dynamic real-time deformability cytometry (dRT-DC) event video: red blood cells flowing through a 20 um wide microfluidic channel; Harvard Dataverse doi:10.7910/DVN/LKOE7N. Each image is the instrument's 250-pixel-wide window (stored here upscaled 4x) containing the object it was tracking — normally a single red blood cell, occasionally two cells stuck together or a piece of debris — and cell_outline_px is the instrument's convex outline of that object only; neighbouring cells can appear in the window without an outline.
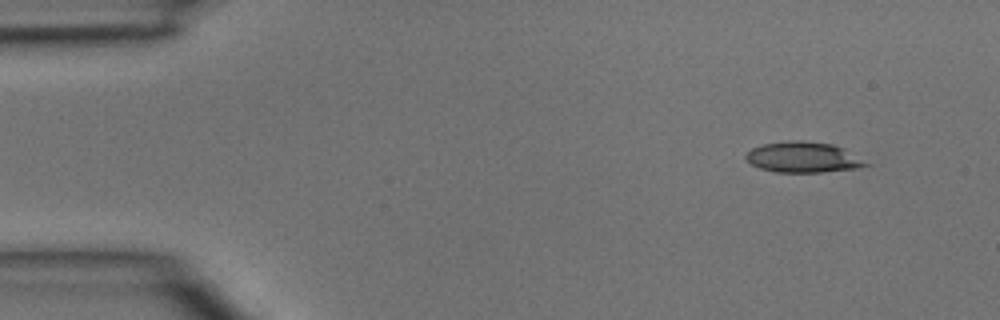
{"species": "common noctule bat (a hibernating species)", "species_latin": "Nyctalus noctula", "temperature_condition": "room temperature", "stored_images_in_passage": 3, "camera_frame_rate_fps": 3000, "um_per_image_px": 0.085, "animal": {"sex": "male", "body_mass_g": 15.6}, "frame": {"image": 1, "passage_image": 1, "time_ms": 0.0, "image_size_px": [1000, 320], "cell_outline_px": [[872, 164], [860, 168], [820, 172], [776, 172], [760, 168], [752, 164], [744, 156], [752, 148], [760, 144], [788, 140], [800, 140], [832, 144], [844, 148]], "centroid_in_image_um": [68.29, 13.36], "position_along_channel_um": 16.7, "area_um2": 21.56}}